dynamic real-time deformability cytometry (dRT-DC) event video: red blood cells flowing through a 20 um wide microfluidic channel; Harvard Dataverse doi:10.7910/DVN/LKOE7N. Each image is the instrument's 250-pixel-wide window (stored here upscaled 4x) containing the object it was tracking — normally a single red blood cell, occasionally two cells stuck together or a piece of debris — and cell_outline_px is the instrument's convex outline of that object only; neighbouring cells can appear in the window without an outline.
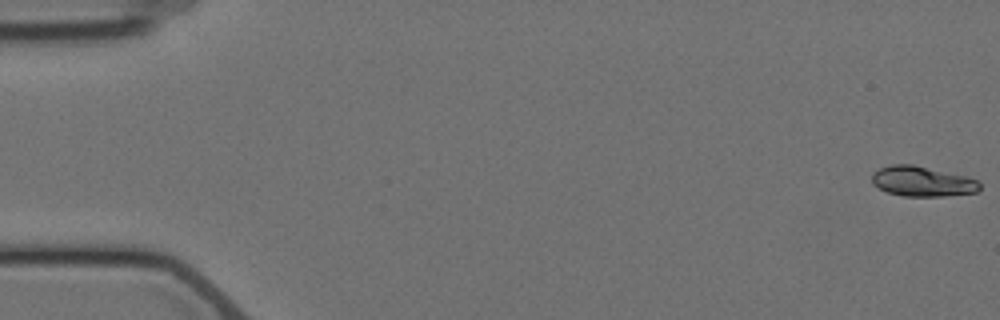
{"species": "Egyptian fruit bat (a non-hibernating species)", "species_latin": "Rousettus aegyptiacus", "temperature_condition": "cold", "stored_images_in_passage": 16, "segment_of_instrument_passage": [1, 2], "camera_frame_rate_fps": 3000, "um_per_image_px": 0.085, "animal": {"sex": "female"}, "frame": {"image": 1, "passage_image": 1, "time_ms": 0.0, "image_size_px": [1000, 320], "cell_outline_px": [[980, 188], [976, 192], [944, 196], [904, 196], [888, 192], [872, 184], [872, 172], [880, 168], [892, 164], [912, 164], [968, 176], [976, 180], [980, 184]], "centroid_in_image_um": [78.39, 15.41], "position_along_channel_um": 6.6, "area_um2": 18.9}}
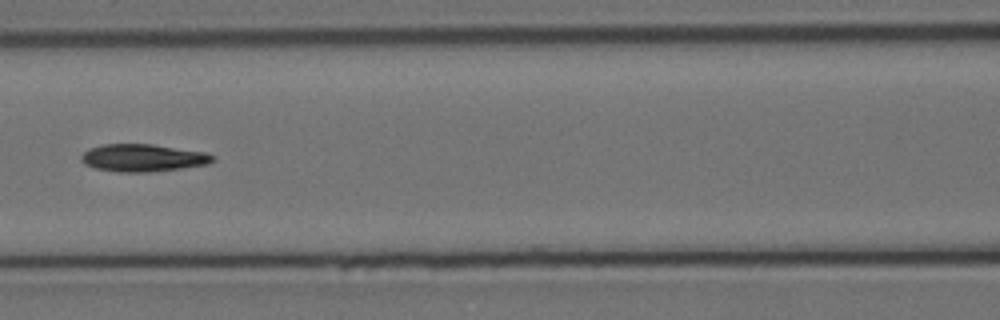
{"frame": {"image": 2, "passage_image": 7, "time_ms": 8.333, "image_size_px": [1000, 320], "cell_outline_px": [[216, 160], [208, 164], [180, 168], [148, 172], [120, 172], [96, 168], [84, 164], [80, 160], [80, 156], [88, 148], [104, 144], [152, 144], [208, 152]], "centroid_in_image_um": [12.14, 13.41], "position_along_channel_um": 154.5, "area_um2": 21.1}}
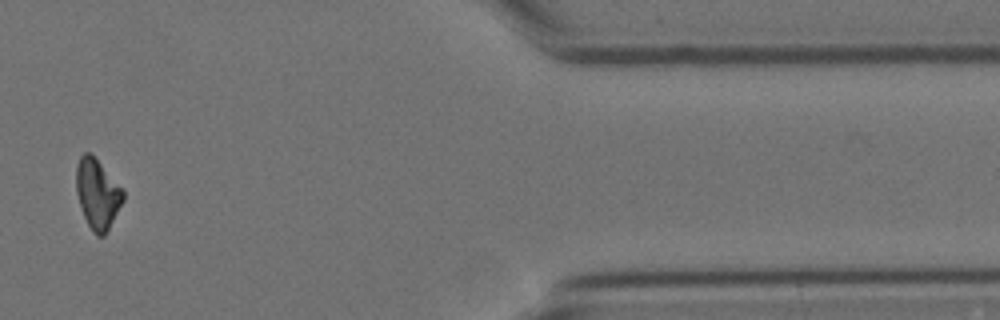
{"frame": {"image": 3, "passage_image": 14, "time_ms": 16.667, "image_size_px": [1000, 320], "cell_outline_px": [[124, 200], [104, 236], [96, 236], [92, 232], [84, 216], [76, 192], [76, 164], [80, 156], [84, 152], [88, 152], [124, 188]], "centroid_in_image_um": [8.29, 16.49], "position_along_channel_um": 403.1, "area_um2": 18.96}}